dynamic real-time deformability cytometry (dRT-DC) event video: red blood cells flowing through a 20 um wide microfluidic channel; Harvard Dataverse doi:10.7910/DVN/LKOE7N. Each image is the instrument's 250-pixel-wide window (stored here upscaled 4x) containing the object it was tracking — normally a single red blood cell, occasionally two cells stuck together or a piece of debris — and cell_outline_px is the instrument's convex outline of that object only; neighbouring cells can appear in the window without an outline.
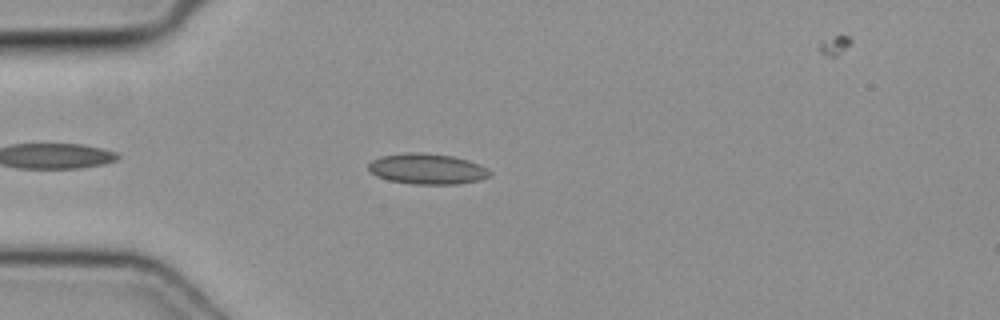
{"species": "common noctule bat (a hibernating species)", "species_latin": "Nyctalus noctula", "temperature_condition": "cold", "stored_images_in_passage": 38, "camera_frame_rate_fps": 3000, "um_per_image_px": 0.085, "animal": {"sex": "female", "body_mass_g": 19.3, "forearm_length_mm": 54.1}, "frame": {"image": 1, "passage_image": 4, "time_ms": 1.0, "image_size_px": [1000, 320], "cell_outline_px": [[492, 176], [480, 180], [460, 184], [412, 184], [388, 180], [376, 176], [368, 168], [368, 164], [372, 160], [380, 156], [404, 152], [420, 152], [452, 156], [468, 160], [480, 164], [488, 168], [492, 172]], "centroid_in_image_um": [36.34, 14.35], "position_along_channel_um": 48.7, "area_um2": 21.96}}
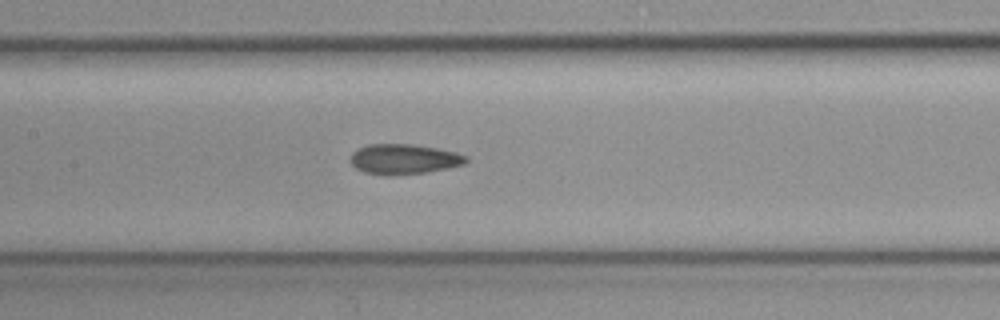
{"frame": {"image": 2, "passage_image": 14, "time_ms": 4.333, "image_size_px": [1000, 320], "cell_outline_px": [[468, 160], [464, 164], [448, 168], [424, 172], [388, 176], [364, 172], [356, 168], [352, 164], [352, 152], [368, 144], [412, 144], [436, 148], [456, 152], [468, 156]], "centroid_in_image_um": [34.35, 13.52], "position_along_channel_um": 173.0, "area_um2": 20.17}}
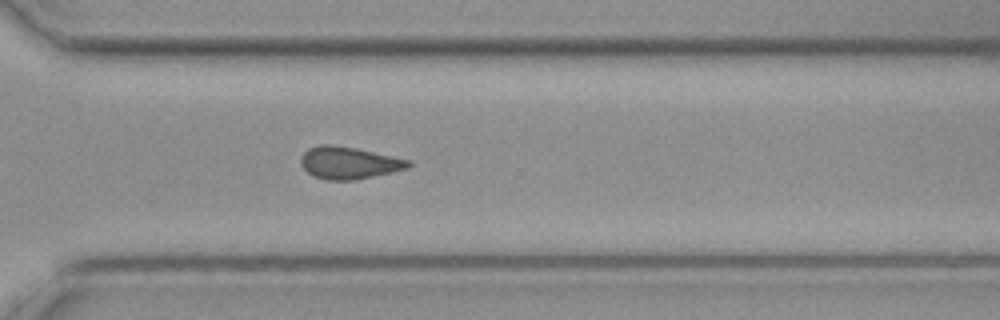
{"frame": {"image": 3, "passage_image": 26, "time_ms": 8.333, "image_size_px": [1000, 320], "cell_outline_px": [[412, 164], [408, 168], [392, 172], [356, 180], [324, 180], [312, 176], [300, 164], [300, 156], [308, 148], [320, 144], [332, 144], [356, 148], [412, 160]], "centroid_in_image_um": [29.64, 13.84], "position_along_channel_um": 341.0, "area_um2": 20.46}}